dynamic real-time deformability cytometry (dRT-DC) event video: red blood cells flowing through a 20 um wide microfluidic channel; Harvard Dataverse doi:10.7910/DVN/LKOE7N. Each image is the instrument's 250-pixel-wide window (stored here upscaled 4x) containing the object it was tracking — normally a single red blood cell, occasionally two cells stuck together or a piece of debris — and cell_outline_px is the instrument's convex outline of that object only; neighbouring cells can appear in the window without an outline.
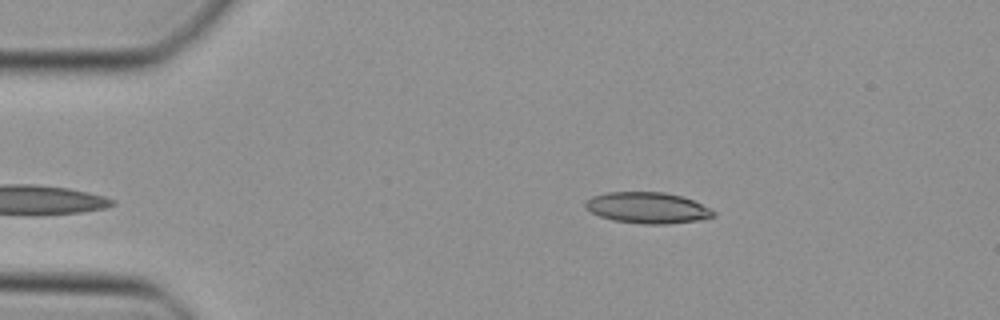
{"species": "Egyptian fruit bat (a non-hibernating species)", "species_latin": "Rousettus aegyptiacus", "temperature_condition": "cold", "stored_images_in_passage": 34, "camera_frame_rate_fps": 3000, "um_per_image_px": 0.085, "animal": {"sex": "female"}, "frame": {"image": 1, "passage_image": 1, "time_ms": 0.0, "image_size_px": [1000, 320], "cell_outline_px": [[716, 216], [700, 220], [668, 224], [640, 224], [612, 220], [600, 216], [592, 212], [584, 204], [584, 200], [592, 196], [608, 192], [664, 192], [680, 196], [692, 200], [716, 212]], "centroid_in_image_um": [55.02, 17.67], "position_along_channel_um": 30.0, "area_um2": 23.18}}
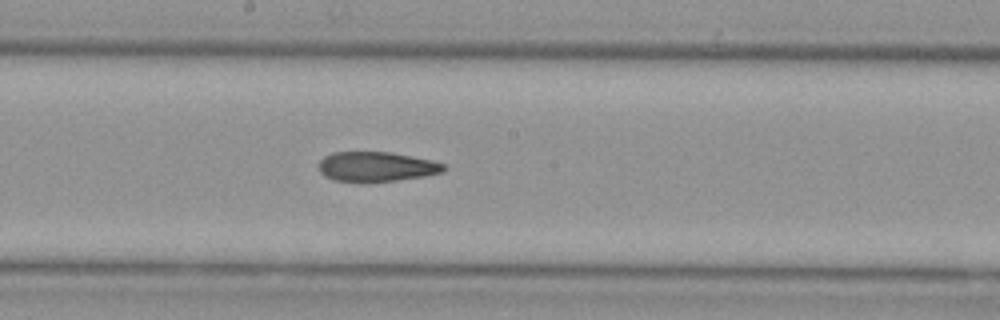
{"frame": {"image": 2, "passage_image": 18, "time_ms": 5.667, "image_size_px": [1000, 320], "cell_outline_px": [[448, 168], [444, 172], [424, 176], [396, 180], [360, 184], [332, 180], [324, 176], [320, 172], [316, 164], [324, 156], [332, 152], [392, 152], [432, 160], [444, 164]], "centroid_in_image_um": [31.95, 14.19], "position_along_channel_um": 216.3, "area_um2": 22.43}}
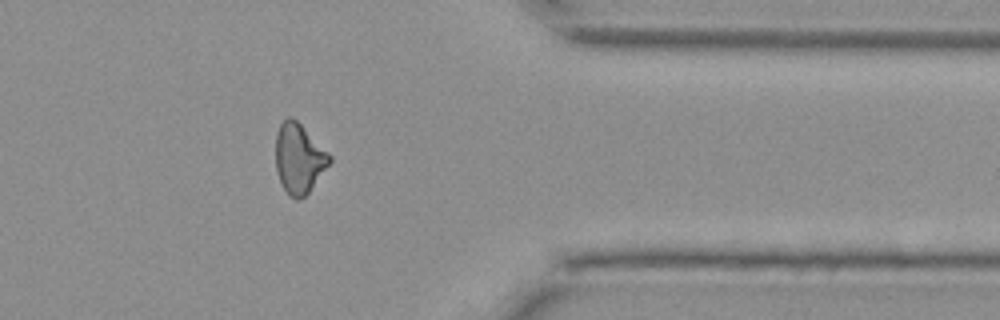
{"frame": {"image": 3, "passage_image": 31, "time_ms": 10.0, "image_size_px": [1000, 320], "cell_outline_px": [[332, 160], [308, 192], [300, 200], [296, 200], [288, 196], [276, 172], [276, 132], [280, 124], [288, 116], [292, 116], [332, 156]], "centroid_in_image_um": [25.39, 13.47], "position_along_channel_um": 386.0, "area_um2": 21.73}}